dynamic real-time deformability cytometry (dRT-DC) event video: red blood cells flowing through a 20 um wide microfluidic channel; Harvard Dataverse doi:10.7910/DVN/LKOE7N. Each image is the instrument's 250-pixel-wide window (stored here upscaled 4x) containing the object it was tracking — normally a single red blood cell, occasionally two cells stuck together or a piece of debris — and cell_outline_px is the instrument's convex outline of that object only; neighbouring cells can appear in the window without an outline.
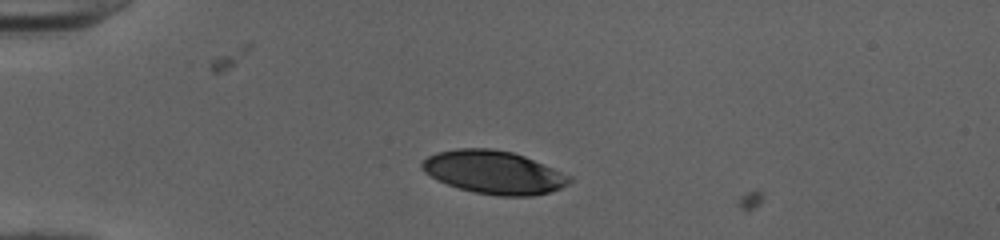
{"species": "human", "species_latin": "Homo sapiens", "temperature_condition": "cold", "stored_images_in_passage": 8, "camera_frame_rate_fps": 3000, "um_per_image_px": 0.085, "donor": {"sex": "female"}, "frame": {"image": 1, "passage_image": 7, "time_ms": 2.0, "image_size_px": [1000, 240], "cell_outline_px": [[576, 180], [560, 188], [548, 192], [532, 196], [496, 196], [472, 192], [448, 184], [424, 172], [420, 168], [420, 164], [428, 156], [436, 152], [456, 148], [492, 148], [512, 152], [524, 156], [572, 176]], "centroid_in_image_um": [41.99, 14.64], "position_along_channel_um": 43.0, "area_um2": 37.11}}